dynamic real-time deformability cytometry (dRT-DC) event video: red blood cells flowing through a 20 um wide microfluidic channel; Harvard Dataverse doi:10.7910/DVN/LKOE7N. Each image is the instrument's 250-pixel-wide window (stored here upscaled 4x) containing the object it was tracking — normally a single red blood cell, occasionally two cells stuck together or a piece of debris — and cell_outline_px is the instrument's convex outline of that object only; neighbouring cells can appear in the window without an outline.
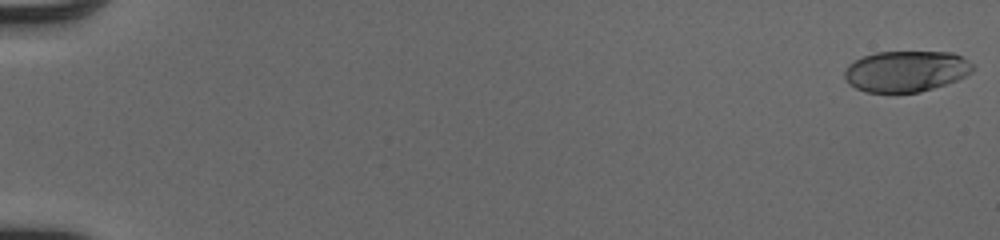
{"species": "human", "species_latin": "Homo sapiens", "temperature_condition": "cold", "stored_images_in_passage": 52, "camera_frame_rate_fps": 3000, "um_per_image_px": 0.085, "donor": {"sex": "male"}, "frame": {"image": 1, "passage_image": 1, "time_ms": 0.0, "image_size_px": [1000, 240], "cell_outline_px": [[976, 68], [972, 72], [956, 80], [920, 92], [864, 92], [848, 84], [844, 76], [844, 72], [848, 64], [864, 56], [876, 52], [952, 52], [968, 60]], "centroid_in_image_um": [77.0, 6.05], "position_along_channel_um": 8.0, "area_um2": 30.58}}
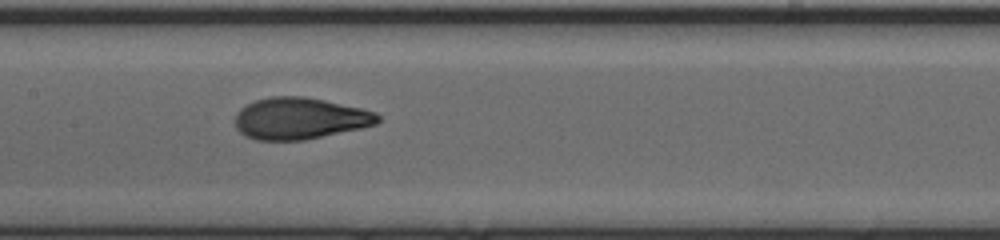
{"frame": {"image": 2, "passage_image": 28, "time_ms": 9.0, "image_size_px": [1000, 240], "cell_outline_px": [[380, 120], [376, 124], [360, 128], [304, 140], [256, 140], [244, 136], [236, 128], [236, 112], [240, 108], [256, 100], [272, 96], [304, 96], [324, 100], [360, 108], [376, 112], [380, 116]], "centroid_in_image_um": [25.46, 10.07], "position_along_channel_um": 181.9, "area_um2": 34.51}}
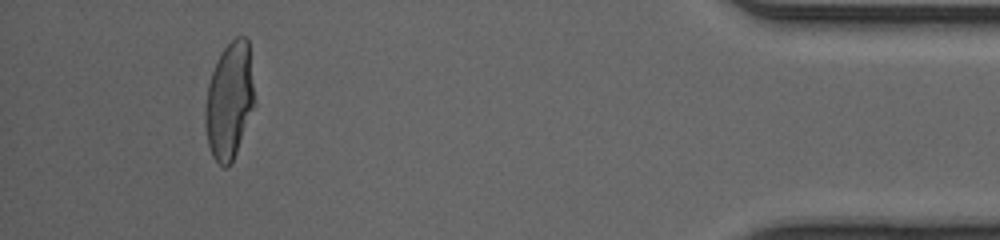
{"frame": {"image": 3, "passage_image": 49, "time_ms": 16.0, "image_size_px": [1000, 240], "cell_outline_px": [[256, 104], [232, 164], [228, 168], [224, 168], [212, 156], [208, 144], [204, 120], [204, 112], [208, 84], [212, 72], [220, 52], [236, 36], [244, 36], [248, 40], [256, 100]], "centroid_in_image_um": [19.52, 8.58], "position_along_channel_um": 415.7, "area_um2": 34.1}, "authors_computed_cell_mechanics": {"area_um2": 33.8419, "velocity_mm_per_s": 4.1377, "shape_relaxation_time_tau1_ms": 4.5488, "shape_relaxation_time_tau2_ms": null, "deformation_change_tau1": 0.2239, "deformation_change_tau2": null}}